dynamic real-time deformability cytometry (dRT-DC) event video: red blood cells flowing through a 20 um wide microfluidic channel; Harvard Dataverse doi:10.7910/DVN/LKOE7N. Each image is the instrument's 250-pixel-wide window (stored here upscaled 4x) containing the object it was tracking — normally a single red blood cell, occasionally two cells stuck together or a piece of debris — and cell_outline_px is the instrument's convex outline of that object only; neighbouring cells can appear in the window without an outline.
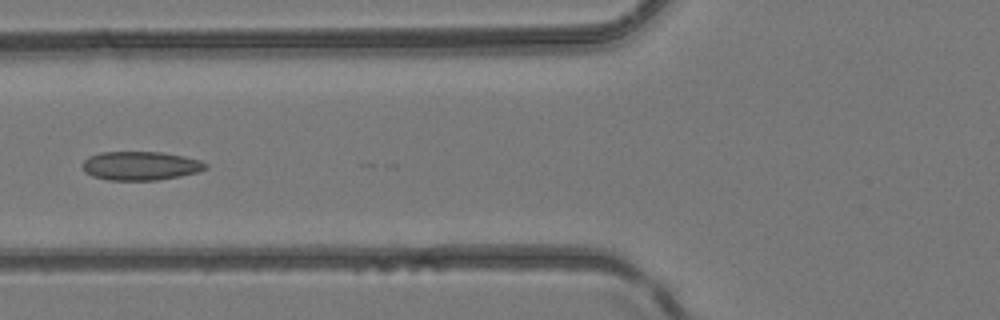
{"species": "common noctule bat (a hibernating species)", "species_latin": "Nyctalus noctula", "temperature_condition": "room temperature", "stored_images_in_passage": 5, "camera_frame_rate_fps": 3000, "um_per_image_px": 0.085, "animal": {"sex": "female", "body_mass_g": 24.6, "forearm_length_mm": 56.2}, "frame": {"image": 1, "passage_image": 4, "time_ms": 4.667, "image_size_px": [1000, 320], "cell_outline_px": [[208, 168], [200, 172], [180, 176], [156, 180], [108, 180], [92, 176], [84, 172], [84, 160], [88, 156], [100, 152], [160, 152], [184, 156], [200, 160], [208, 164]], "centroid_in_image_um": [11.97, 14.09], "position_along_channel_um": 113.8, "area_um2": 20.75}}
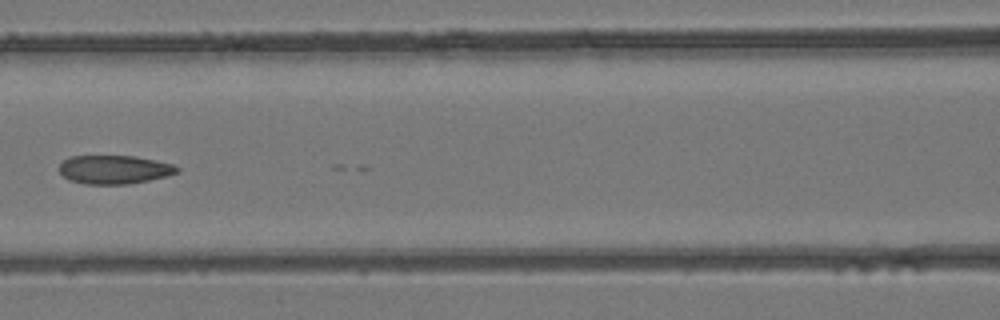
{"frame": {"image": 2, "passage_image": 5, "time_ms": 5.667, "image_size_px": [1000, 320], "cell_outline_px": [[180, 172], [148, 180], [128, 184], [84, 184], [68, 180], [60, 172], [60, 164], [68, 156], [132, 156], [172, 164], [180, 168]], "centroid_in_image_um": [9.68, 14.41], "position_along_channel_um": 156.9, "area_um2": 19.48}}